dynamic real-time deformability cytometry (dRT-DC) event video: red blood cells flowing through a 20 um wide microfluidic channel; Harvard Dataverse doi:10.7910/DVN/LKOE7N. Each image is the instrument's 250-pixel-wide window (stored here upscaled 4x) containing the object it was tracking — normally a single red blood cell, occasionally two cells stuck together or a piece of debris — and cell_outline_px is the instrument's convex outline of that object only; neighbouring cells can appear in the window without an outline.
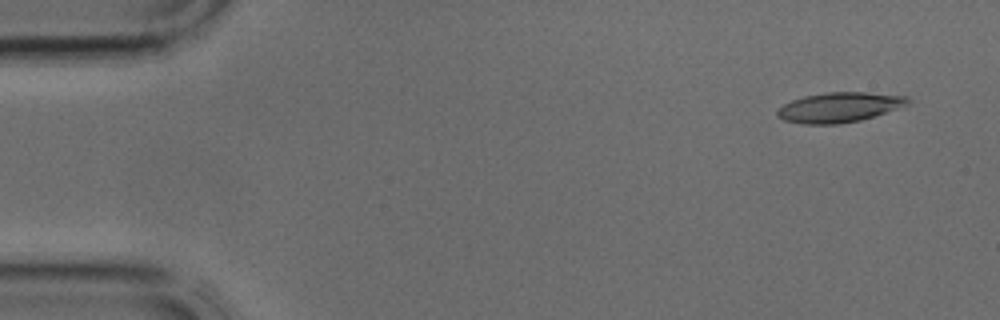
{"species": "common noctule bat (a hibernating species)", "species_latin": "Nyctalus noctula", "temperature_condition": "cold", "stored_images_in_passage": 15, "camera_frame_rate_fps": 3000, "um_per_image_px": 0.085, "animal": {"sex": "male", "body_mass_g": 17.9, "forearm_length_mm": 54.2}, "frame": {"image": 1, "passage_image": 3, "time_ms": 0.667, "image_size_px": [1000, 320], "cell_outline_px": [[912, 100], [908, 104], [860, 120], [840, 124], [804, 124], [784, 120], [776, 116], [776, 112], [784, 104], [792, 100], [804, 96], [828, 92], [868, 92], [908, 96]], "centroid_in_image_um": [71.33, 9.11], "position_along_channel_um": 13.7, "area_um2": 22.6}}
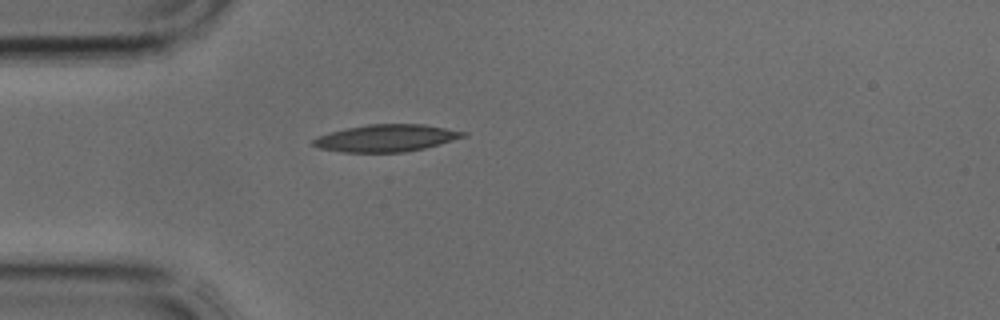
{"frame": {"image": 2, "passage_image": 11, "time_ms": 3.333, "image_size_px": [1000, 320], "cell_outline_px": [[468, 136], [424, 148], [404, 152], [340, 152], [320, 148], [312, 144], [312, 140], [328, 132], [344, 128], [368, 124], [424, 124], [468, 132]], "centroid_in_image_um": [32.84, 11.73], "position_along_channel_um": 52.2, "area_um2": 23.76}}